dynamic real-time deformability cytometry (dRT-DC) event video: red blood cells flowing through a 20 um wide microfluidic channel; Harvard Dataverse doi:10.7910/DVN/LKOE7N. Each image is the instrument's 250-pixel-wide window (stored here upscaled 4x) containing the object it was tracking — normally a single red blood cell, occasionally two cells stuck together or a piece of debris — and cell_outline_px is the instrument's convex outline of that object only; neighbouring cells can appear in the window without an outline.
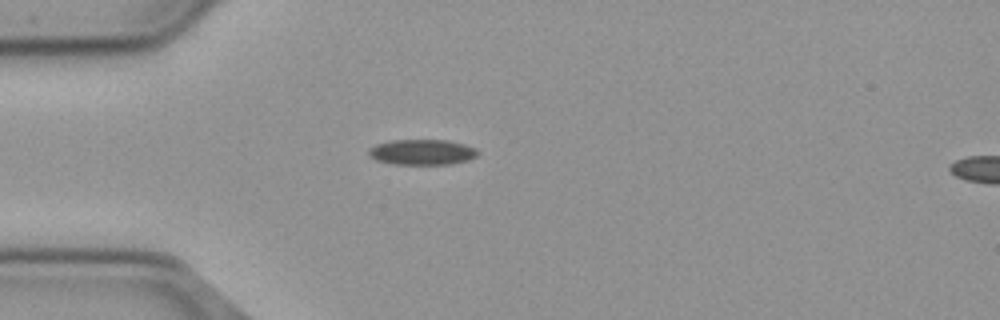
{"species": "common noctule bat (a hibernating species)", "species_latin": "Nyctalus noctula", "temperature_condition": "cold", "stored_images_in_passage": 41, "camera_frame_rate_fps": 3000, "um_per_image_px": 0.085, "animal": {"sex": "male", "body_mass_g": 23.1, "forearm_length_mm": 52.7}, "frame": {"image": 1, "passage_image": 1, "time_ms": 0.0, "image_size_px": [1000, 320], "cell_outline_px": [[480, 152], [476, 156], [468, 160], [448, 164], [396, 164], [376, 160], [368, 156], [368, 148], [376, 144], [392, 140], [448, 140], [464, 144], [476, 148]], "centroid_in_image_um": [35.87, 12.92], "position_along_channel_um": 49.1, "area_um2": 16.24}}
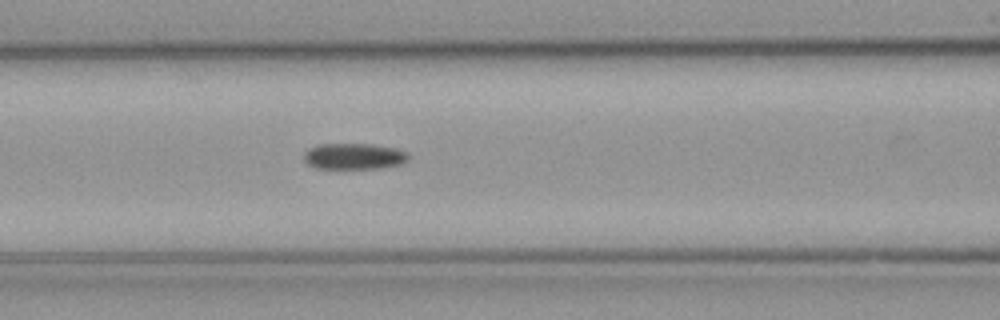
{"frame": {"image": 2, "passage_image": 9, "time_ms": 2.667, "image_size_px": [1000, 320], "cell_outline_px": [[408, 160], [400, 164], [380, 168], [316, 168], [308, 164], [304, 160], [304, 152], [308, 148], [320, 144], [372, 144], [396, 148], [408, 152]], "centroid_in_image_um": [30.09, 13.27], "position_along_channel_um": 136.5, "area_um2": 15.9}}
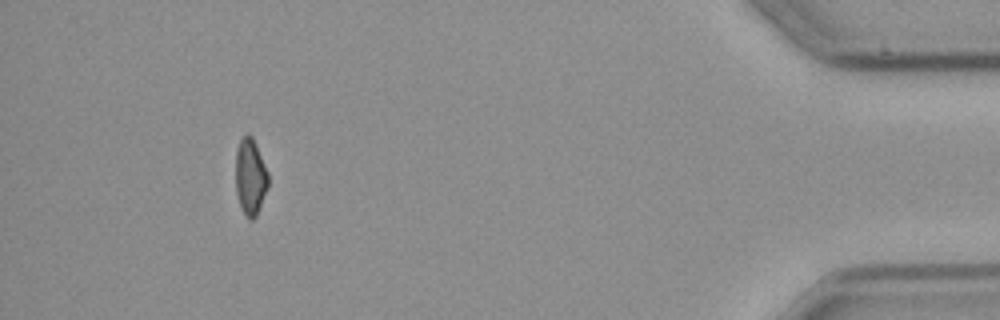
{"frame": {"image": 3, "passage_image": 37, "time_ms": 12.0, "image_size_px": [1000, 320], "cell_outline_px": [[268, 188], [256, 216], [252, 220], [248, 220], [244, 216], [236, 192], [236, 152], [240, 140], [248, 132], [252, 136], [256, 144], [268, 172]], "centroid_in_image_um": [21.28, 15.04], "position_along_channel_um": 413.9, "area_um2": 14.57}}